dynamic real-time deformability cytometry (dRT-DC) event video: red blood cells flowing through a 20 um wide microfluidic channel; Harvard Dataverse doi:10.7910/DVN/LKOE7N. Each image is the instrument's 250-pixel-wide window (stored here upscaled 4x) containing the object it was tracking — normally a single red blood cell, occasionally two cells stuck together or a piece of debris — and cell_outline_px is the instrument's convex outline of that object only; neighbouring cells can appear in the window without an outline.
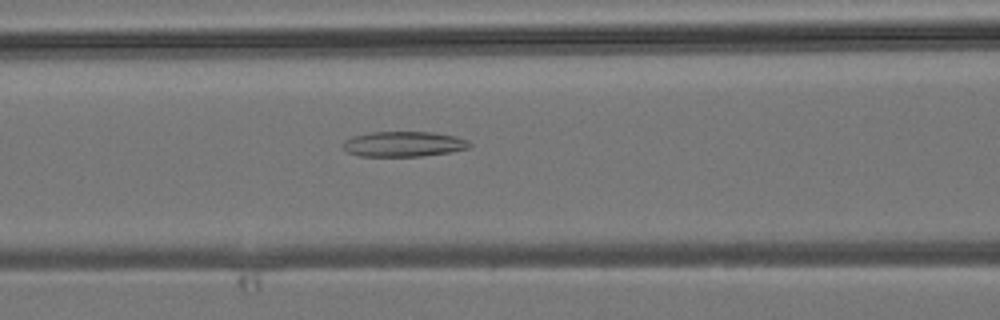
{"species": "common noctule bat (a hibernating species)", "species_latin": "Nyctalus noctula", "temperature_condition": "room temperature", "stored_images_in_passage": 37, "camera_frame_rate_fps": 3000, "um_per_image_px": 0.085, "animal": {"sex": "male", "body_mass_g": 19.2, "forearm_length_mm": 51.8}, "frame": {"image": 1, "passage_image": 11, "time_ms": 3.333, "image_size_px": [1000, 320], "cell_outline_px": [[472, 144], [468, 148], [452, 152], [420, 156], [360, 156], [348, 152], [340, 144], [344, 140], [352, 136], [372, 132], [432, 132], [456, 136], [468, 140]], "centroid_in_image_um": [34.31, 12.24], "position_along_channel_um": 132.3, "area_um2": 18.73}}
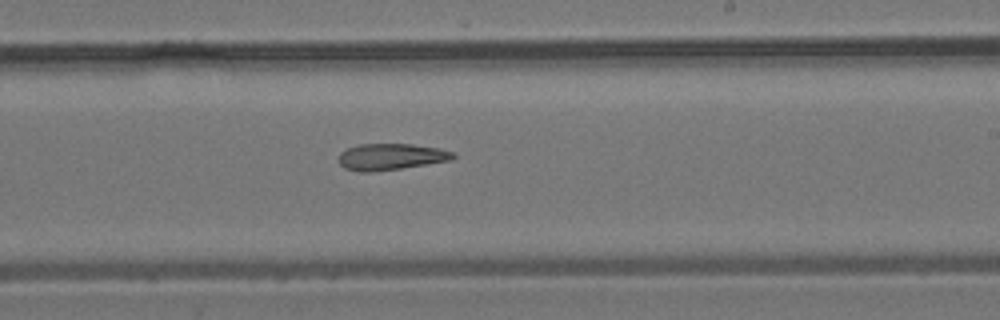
{"frame": {"image": 2, "passage_image": 19, "time_ms": 6.0, "image_size_px": [1000, 320], "cell_outline_px": [[456, 156], [452, 160], [400, 168], [372, 172], [360, 172], [344, 168], [340, 164], [340, 152], [348, 148], [360, 144], [412, 144], [440, 148], [452, 152]], "centroid_in_image_um": [33.23, 13.32], "position_along_channel_um": 255.8, "area_um2": 17.51}}
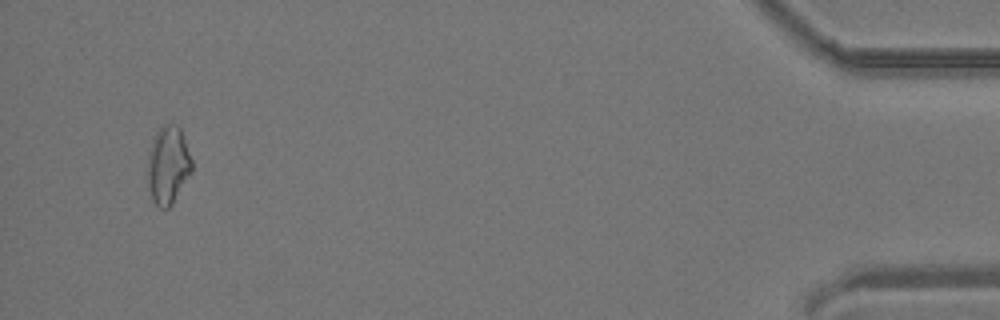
{"frame": {"image": 3, "passage_image": 35, "time_ms": 11.333, "image_size_px": [1000, 320], "cell_outline_px": [[192, 172], [172, 204], [168, 208], [160, 208], [152, 200], [148, 188], [148, 156], [152, 140], [156, 132], [164, 124], [176, 124], [180, 128], [192, 160]], "centroid_in_image_um": [14.28, 14.04], "position_along_channel_um": 420.9, "area_um2": 20.06}}